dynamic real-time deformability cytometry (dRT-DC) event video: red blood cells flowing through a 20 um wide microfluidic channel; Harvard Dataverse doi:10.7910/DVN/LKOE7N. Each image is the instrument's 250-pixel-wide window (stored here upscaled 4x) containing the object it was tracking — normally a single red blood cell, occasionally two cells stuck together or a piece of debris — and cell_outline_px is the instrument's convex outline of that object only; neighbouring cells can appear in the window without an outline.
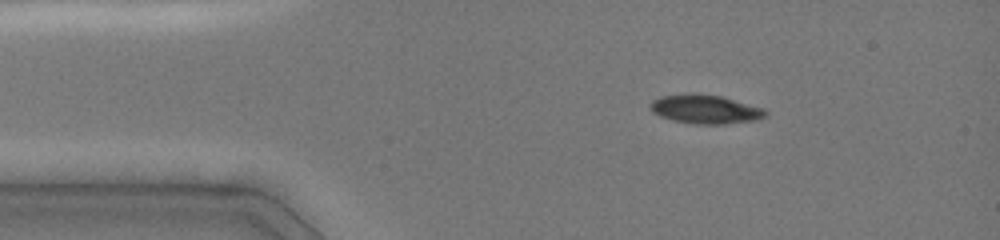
{"species": "common noctule bat (a hibernating species)", "species_latin": "Nyctalus noctula", "temperature_condition": "cold", "stored_images_in_passage": 7, "camera_frame_rate_fps": 3000, "um_per_image_px": 0.085, "animal": {"sex": "female", "body_mass_g": 19.0, "forearm_length_mm": 51.5}, "frame": {"image": 1, "passage_image": 1, "time_ms": 0.0, "image_size_px": [1000, 240], "cell_outline_px": [[768, 112], [760, 120], [724, 124], [692, 124], [672, 120], [660, 116], [652, 112], [648, 104], [652, 100], [660, 96], [692, 92], [720, 96], [764, 108]], "centroid_in_image_um": [59.92, 9.28], "position_along_channel_um": 25.1, "area_um2": 19.71}}
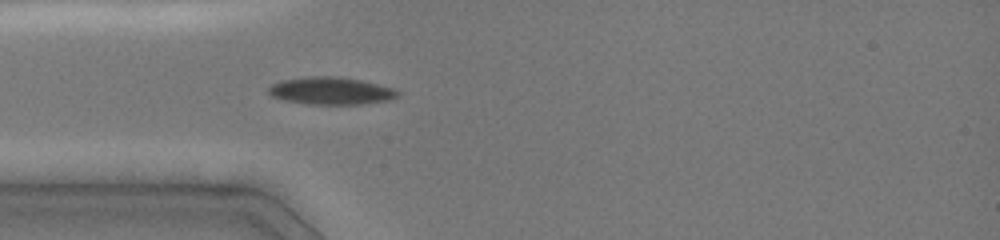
{"frame": {"image": 2, "passage_image": 7, "time_ms": 2.0, "image_size_px": [1000, 240], "cell_outline_px": [[400, 96], [388, 100], [360, 104], [308, 104], [284, 100], [272, 96], [268, 92], [268, 88], [272, 84], [280, 80], [308, 76], [340, 76], [360, 80], [396, 88], [400, 92]], "centroid_in_image_um": [28.15, 7.71], "position_along_channel_um": 56.9, "area_um2": 20.81}}